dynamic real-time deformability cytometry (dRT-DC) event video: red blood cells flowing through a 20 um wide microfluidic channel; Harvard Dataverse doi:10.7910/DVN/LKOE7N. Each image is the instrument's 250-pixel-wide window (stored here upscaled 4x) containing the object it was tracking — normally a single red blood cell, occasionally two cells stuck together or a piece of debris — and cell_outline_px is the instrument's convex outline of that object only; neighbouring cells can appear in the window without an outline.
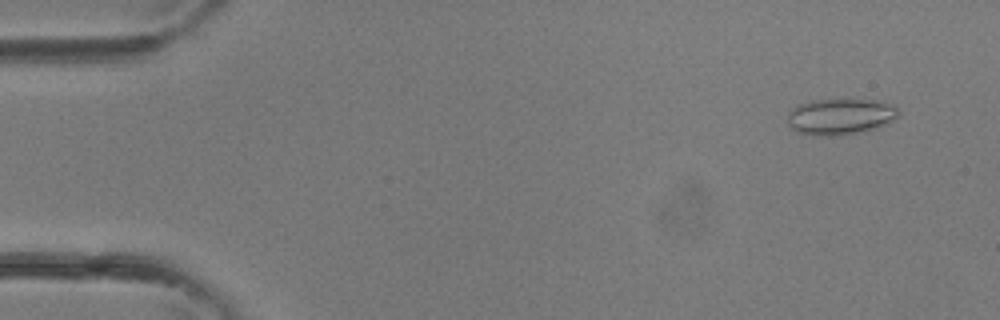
{"species": "common noctule bat (a hibernating species)", "species_latin": "Nyctalus noctula", "temperature_condition": "room temperature", "stored_images_in_passage": 37, "camera_frame_rate_fps": 3000, "um_per_image_px": 0.085, "animal": {"sex": "female"}, "frame": {"image": 1, "passage_image": 3, "time_ms": 0.667, "image_size_px": [1000, 320], "cell_outline_px": [[900, 112], [888, 124], [876, 128], [856, 132], [832, 136], [816, 136], [796, 132], [788, 124], [788, 112], [796, 104], [812, 100], [876, 100], [892, 104]], "centroid_in_image_um": [71.39, 9.91], "position_along_channel_um": 13.6, "area_um2": 23.35}}
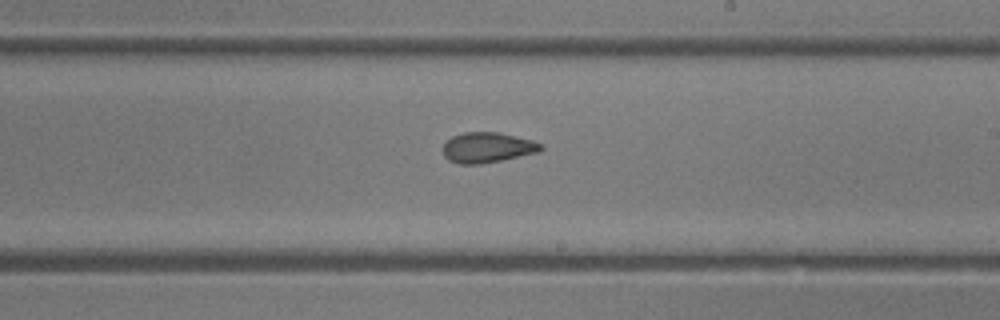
{"frame": {"image": 2, "passage_image": 22, "time_ms": 7.0, "image_size_px": [1000, 320], "cell_outline_px": [[544, 148], [540, 152], [480, 164], [460, 164], [448, 160], [444, 156], [444, 144], [452, 136], [464, 132], [500, 132], [532, 140], [544, 144]], "centroid_in_image_um": [41.47, 12.53], "position_along_channel_um": 247.5, "area_um2": 17.34}}
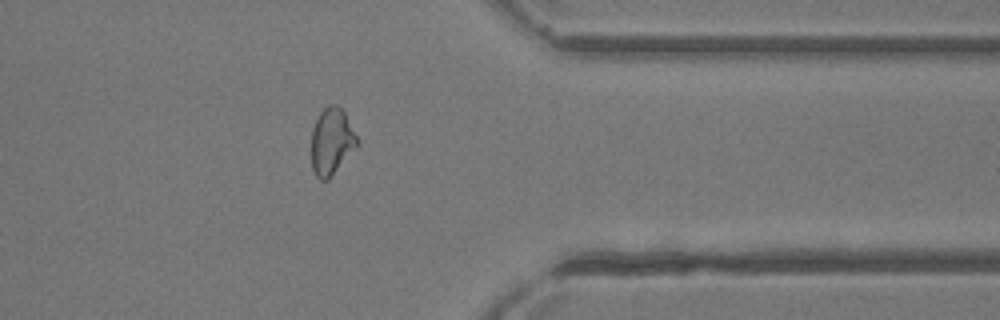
{"frame": {"image": 3, "passage_image": 30, "time_ms": 9.667, "image_size_px": [1000, 320], "cell_outline_px": [[360, 144], [328, 180], [320, 180], [316, 176], [312, 168], [312, 128], [320, 112], [328, 104], [336, 104], [344, 112], [360, 140]], "centroid_in_image_um": [28.21, 12.02], "position_along_channel_um": 383.2, "area_um2": 17.98}}